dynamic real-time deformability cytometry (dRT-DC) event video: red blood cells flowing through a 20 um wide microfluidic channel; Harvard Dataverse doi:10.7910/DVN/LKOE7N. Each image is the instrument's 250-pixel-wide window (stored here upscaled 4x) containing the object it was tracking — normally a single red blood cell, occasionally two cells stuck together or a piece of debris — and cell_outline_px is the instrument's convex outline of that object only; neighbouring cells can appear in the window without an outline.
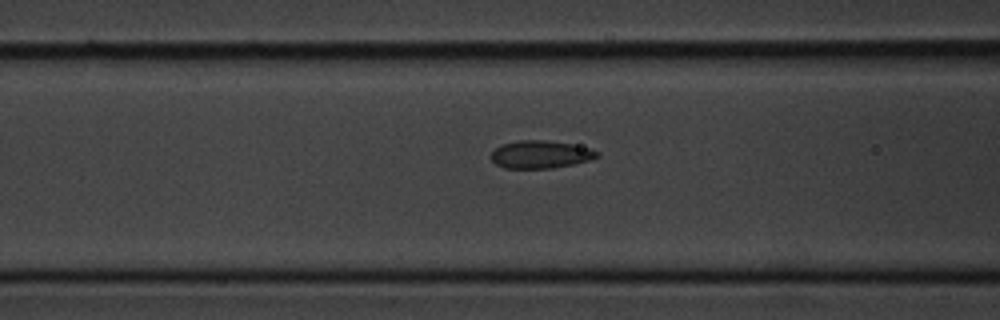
{"species": "common noctule bat (a hibernating species)", "species_latin": "Nyctalus noctula", "temperature_condition": "cold", "stored_images_in_passage": 7, "camera_frame_rate_fps": 3000, "um_per_image_px": 0.085, "animal": {"sex": "male", "body_mass_g": 20.1, "forearm_length_mm": 53.5}, "frame": {"image": 1, "passage_image": 3, "time_ms": 3.333, "image_size_px": [1000, 320], "cell_outline_px": [[600, 156], [588, 160], [572, 164], [552, 168], [504, 168], [496, 164], [492, 160], [492, 152], [500, 144], [516, 140], [544, 140], [572, 144], [592, 148], [600, 152]], "centroid_in_image_um": [45.95, 13.11], "position_along_channel_um": 120.6, "area_um2": 17.17}}
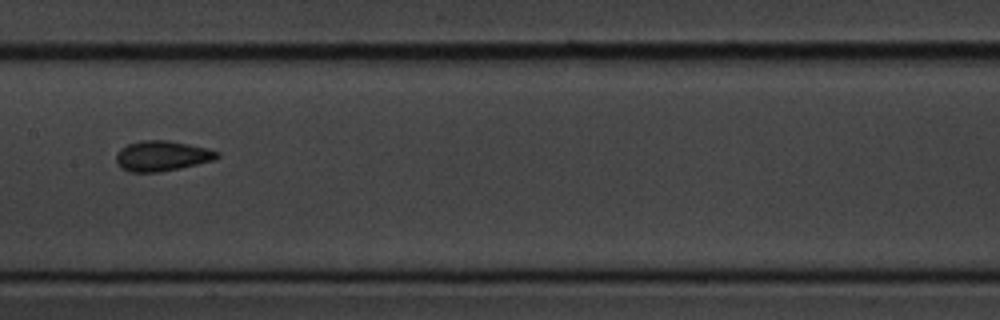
{"frame": {"image": 2, "passage_image": 5, "time_ms": 5.333, "image_size_px": [1000, 320], "cell_outline_px": [[220, 156], [212, 160], [180, 168], [160, 172], [132, 172], [120, 168], [116, 160], [116, 152], [120, 148], [128, 144], [140, 140], [168, 140], [208, 148], [220, 152]], "centroid_in_image_um": [13.74, 13.24], "position_along_channel_um": 193.7, "area_um2": 17.86}}
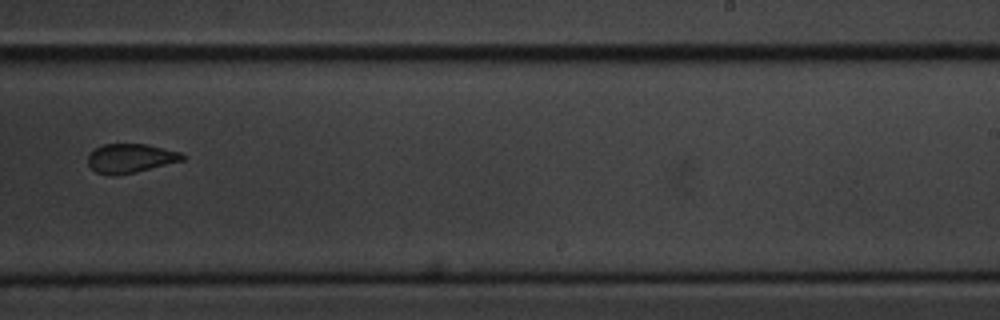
{"frame": {"image": 3, "passage_image": 7, "time_ms": 7.667, "image_size_px": [1000, 320], "cell_outline_px": [[184, 160], [136, 172], [112, 176], [96, 172], [88, 164], [88, 156], [96, 148], [104, 144], [148, 144], [180, 152], [184, 156]], "centroid_in_image_um": [11.09, 13.45], "position_along_channel_um": 277.9, "area_um2": 15.9}}